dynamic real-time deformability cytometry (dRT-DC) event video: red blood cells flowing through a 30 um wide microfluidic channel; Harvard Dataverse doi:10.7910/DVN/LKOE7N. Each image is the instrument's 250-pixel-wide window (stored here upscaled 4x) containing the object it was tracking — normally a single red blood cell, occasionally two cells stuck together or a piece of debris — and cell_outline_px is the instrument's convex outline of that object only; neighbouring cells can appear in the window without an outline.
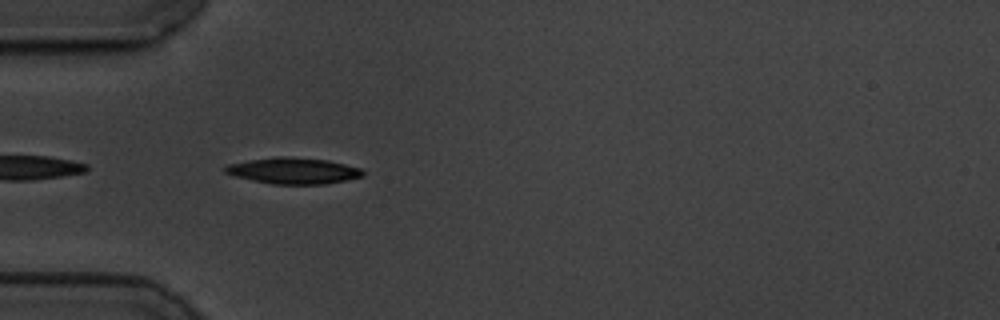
{"species": "common noctule bat (a hibernating species)", "species_latin": "Nyctalus noctula", "temperature_condition": "cold", "stored_images_in_passage": 42, "camera_frame_rate_fps": 3000, "um_per_image_px": 0.085, "animal": {"sex": "male", "body_mass_g": 19.5, "forearm_length_mm": 54.6}, "frame": {"image": 1, "passage_image": 2, "time_ms": 0.333, "image_size_px": [1000, 320], "cell_outline_px": [[364, 176], [324, 184], [272, 184], [252, 180], [236, 176], [224, 172], [224, 168], [228, 164], [276, 156], [284, 156], [328, 160], [360, 168], [364, 172]], "centroid_in_image_um": [24.94, 14.51], "position_along_channel_um": 60.1, "area_um2": 20.75}}
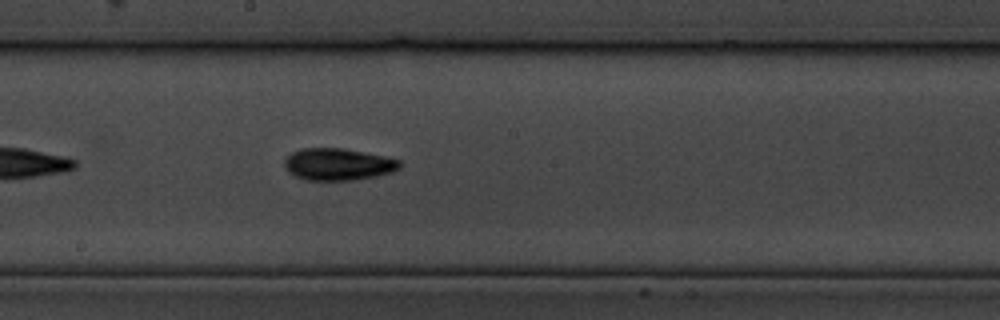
{"frame": {"image": 2, "passage_image": 16, "time_ms": 5.0, "image_size_px": [1000, 320], "cell_outline_px": [[400, 168], [392, 172], [376, 176], [352, 180], [308, 180], [296, 176], [288, 172], [284, 164], [284, 160], [292, 152], [300, 148], [344, 148], [384, 156], [400, 160]], "centroid_in_image_um": [28.73, 13.96], "position_along_channel_um": 219.5, "area_um2": 21.44}}
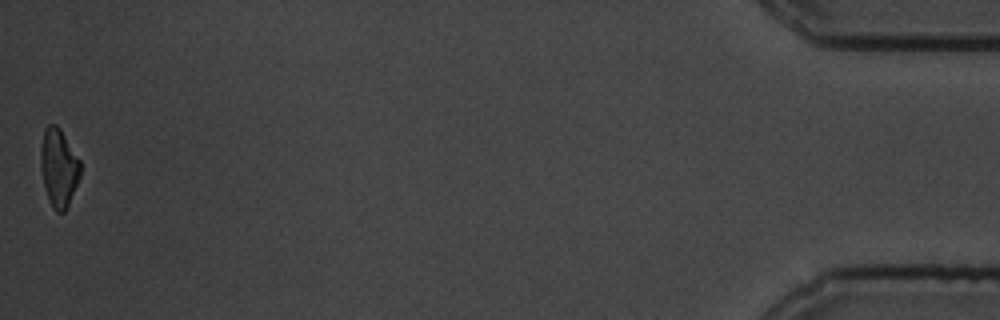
{"frame": {"image": 3, "passage_image": 42, "time_ms": 13.667, "image_size_px": [1000, 320], "cell_outline_px": [[80, 176], [68, 204], [64, 212], [56, 212], [52, 208], [48, 200], [40, 168], [40, 148], [44, 128], [48, 124], [56, 124], [60, 128], [80, 160]], "centroid_in_image_um": [4.97, 14.23], "position_along_channel_um": 430.2, "area_um2": 18.09}, "authors_computed_cell_mechanics": {"area_um2": 19.9988, "velocity_mm_per_s": 3.4886, "shape_relaxation_time_tau1_ms": 3.4058, "shape_relaxation_time_tau2_ms": 5.2269, "deformation_change_tau1": 0.1484, "deformation_change_tau2": 0.1131}}